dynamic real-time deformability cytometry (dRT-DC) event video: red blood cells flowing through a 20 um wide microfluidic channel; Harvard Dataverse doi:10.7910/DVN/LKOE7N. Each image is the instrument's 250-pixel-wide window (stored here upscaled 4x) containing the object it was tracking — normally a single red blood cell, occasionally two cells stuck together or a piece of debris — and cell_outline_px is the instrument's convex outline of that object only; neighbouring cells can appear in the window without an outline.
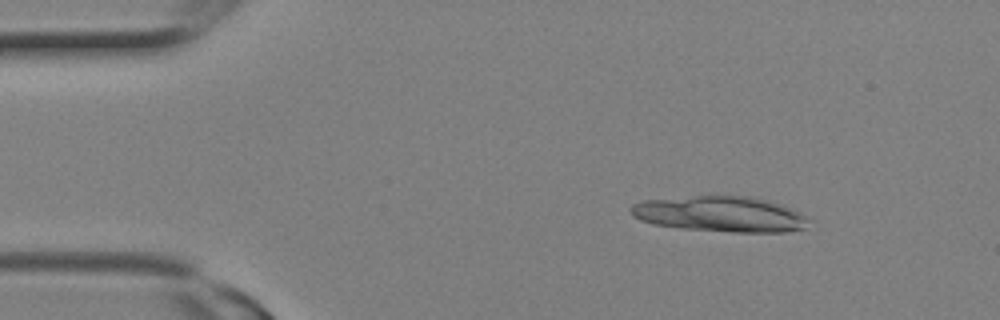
{"species": "Egyptian fruit bat (a non-hibernating species)", "species_latin": "Rousettus aegyptiacus", "temperature_condition": "room temperature", "stored_images_in_passage": 5, "camera_frame_rate_fps": 3000, "um_per_image_px": 0.085, "animal": {"sex": "female"}, "frame": {"image": 1, "passage_image": 1, "time_ms": 0.0, "image_size_px": [1000, 320], "cell_outline_px": [[812, 220], [804, 228], [784, 232], [732, 232], [680, 228], [652, 224], [640, 220], [632, 216], [628, 208], [632, 204], [644, 200], [692, 196], [752, 196], [768, 200], [780, 204], [800, 212]], "centroid_in_image_um": [61.21, 18.2], "position_along_channel_um": 23.8, "area_um2": 37.17}}